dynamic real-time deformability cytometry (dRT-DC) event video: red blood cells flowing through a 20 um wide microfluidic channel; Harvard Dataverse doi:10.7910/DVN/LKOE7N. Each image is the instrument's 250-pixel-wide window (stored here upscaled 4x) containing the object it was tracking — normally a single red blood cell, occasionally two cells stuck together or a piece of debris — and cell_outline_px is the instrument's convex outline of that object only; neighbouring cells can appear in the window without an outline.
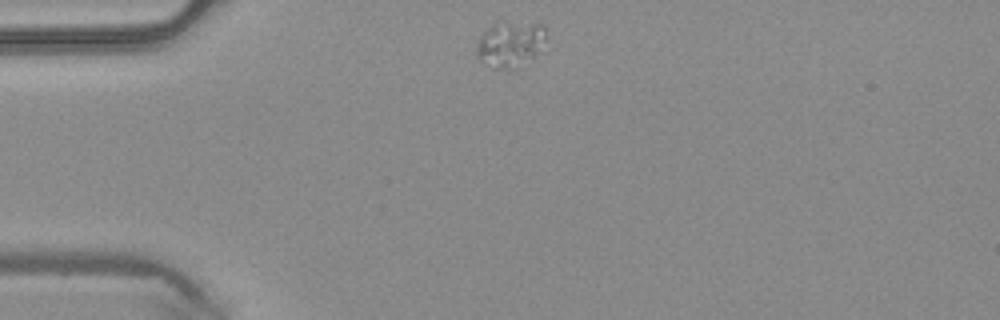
{"species": "common noctule bat (a hibernating species)", "species_latin": "Nyctalus noctula", "temperature_condition": "warm", "stored_images_in_passage": 38, "camera_frame_rate_fps": 3000, "um_per_image_px": 0.085, "animal": {"sex": "male", "body_mass_g": 20.4}, "frame": {"image": 1, "passage_image": 1, "time_ms": 0.0, "image_size_px": [1000, 320], "cell_outline_px": [[544, 36], [536, 52], [520, 68], [492, 68], [480, 60], [476, 52], [476, 44], [484, 32], [492, 24], [500, 20], [504, 20], [544, 24]], "centroid_in_image_um": [43.31, 3.71], "position_along_channel_um": 41.7, "area_um2": 18.38}}
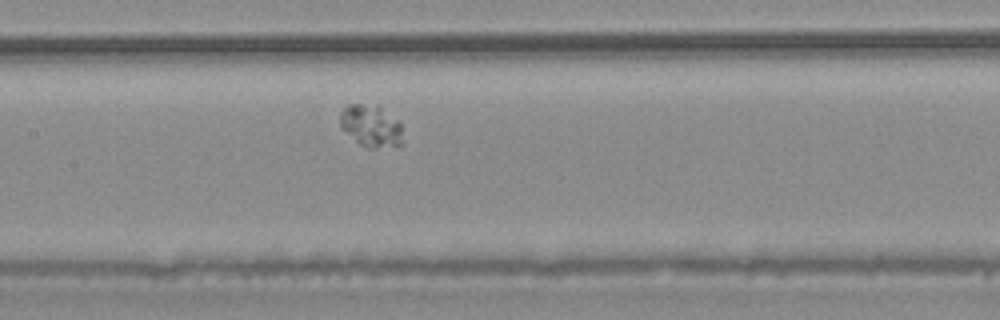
{"frame": {"image": 2, "passage_image": 13, "time_ms": 4.0, "image_size_px": [1000, 320], "cell_outline_px": [[400, 144], [376, 148], [368, 148], [360, 144], [340, 128], [340, 112], [348, 104], [360, 104], [380, 108], [396, 120], [400, 124]], "centroid_in_image_um": [31.45, 10.71], "position_along_channel_um": 176.0, "area_um2": 14.68}}
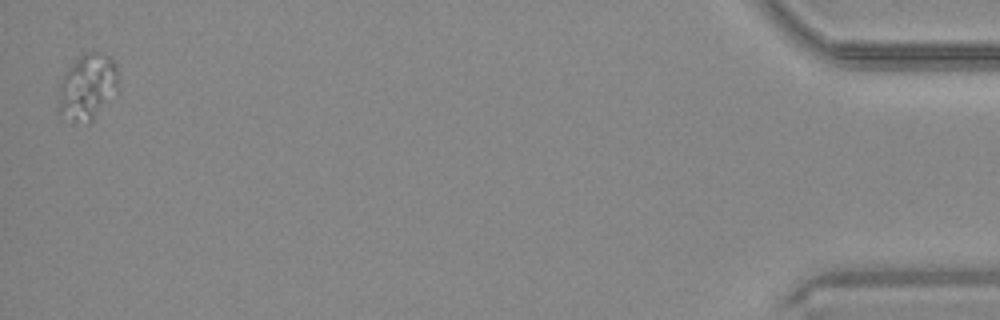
{"frame": {"image": 3, "passage_image": 38, "time_ms": 12.333, "image_size_px": [1000, 320], "cell_outline_px": [[120, 92], [88, 124], [56, 116], [56, 108], [60, 80], [68, 68], [84, 52], [100, 52], [108, 56], [116, 64]], "centroid_in_image_um": [7.43, 7.44], "position_along_channel_um": 427.8, "area_um2": 23.93}}